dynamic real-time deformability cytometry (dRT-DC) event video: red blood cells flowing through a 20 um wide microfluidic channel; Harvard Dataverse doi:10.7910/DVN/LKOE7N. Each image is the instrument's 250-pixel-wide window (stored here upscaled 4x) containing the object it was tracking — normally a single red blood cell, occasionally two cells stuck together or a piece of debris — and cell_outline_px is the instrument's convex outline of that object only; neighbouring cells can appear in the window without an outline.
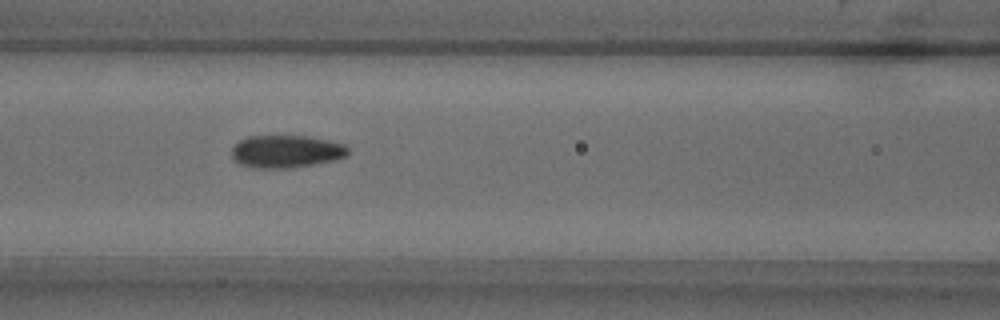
{"species": "common noctule bat (a hibernating species)", "species_latin": "Nyctalus noctula", "temperature_condition": "warm", "stored_images_in_passage": 32, "camera_frame_rate_fps": 3000, "um_per_image_px": 0.085, "animal": {"sex": "male", "body_mass_g": 18.8}, "frame": {"image": 1, "passage_image": 7, "time_ms": 2.0, "image_size_px": [1000, 320], "cell_outline_px": [[348, 156], [336, 160], [288, 168], [252, 168], [240, 164], [232, 160], [232, 148], [240, 140], [248, 136], [304, 136], [344, 144], [348, 148]], "centroid_in_image_um": [24.29, 12.88], "position_along_channel_um": 142.3, "area_um2": 22.02}}
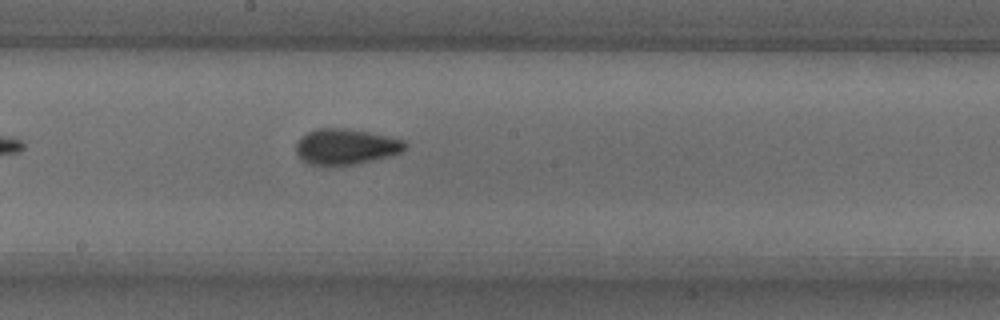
{"frame": {"image": 2, "passage_image": 13, "time_ms": 4.0, "image_size_px": [1000, 320], "cell_outline_px": [[404, 148], [400, 152], [388, 156], [372, 160], [352, 164], [308, 164], [300, 160], [296, 156], [296, 144], [308, 132], [316, 128], [344, 128], [368, 132], [388, 136], [404, 140]], "centroid_in_image_um": [29.34, 12.45], "position_along_channel_um": 218.9, "area_um2": 22.2}}
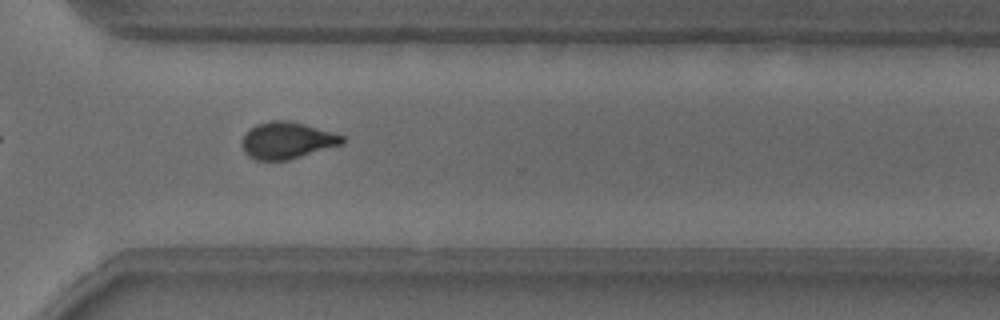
{"frame": {"image": 3, "passage_image": 23, "time_ms": 7.333, "image_size_px": [1000, 320], "cell_outline_px": [[344, 144], [288, 160], [256, 160], [248, 156], [244, 152], [240, 144], [244, 136], [256, 124], [272, 120], [292, 120], [344, 136]], "centroid_in_image_um": [24.39, 11.94], "position_along_channel_um": 346.2, "area_um2": 21.5}, "authors_computed_cell_mechanics": {"area_um2": 21.675, "velocity_mm_per_s": 3.8345, "shape_relaxation_time_tau1_ms": 3.7294, "shape_relaxation_time_tau2_ms": 1.5275, "deformation_change_tau1": 0.1393, "deformation_change_tau2": 0.0657}}